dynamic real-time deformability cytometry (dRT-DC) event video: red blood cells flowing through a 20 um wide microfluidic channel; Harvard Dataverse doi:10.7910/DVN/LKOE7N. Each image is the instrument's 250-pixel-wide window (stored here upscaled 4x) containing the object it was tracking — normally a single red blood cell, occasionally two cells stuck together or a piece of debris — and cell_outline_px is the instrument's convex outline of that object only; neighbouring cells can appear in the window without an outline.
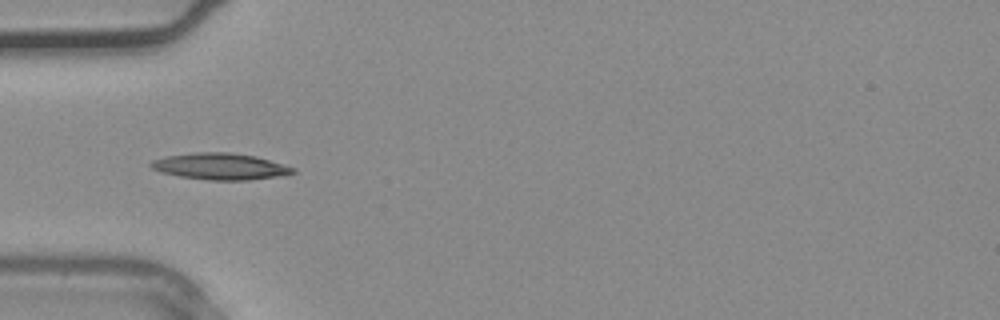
{"species": "common noctule bat (a hibernating species)", "species_latin": "Nyctalus noctula", "temperature_condition": "warm", "stored_images_in_passage": 35, "camera_frame_rate_fps": 3000, "um_per_image_px": 0.085, "animal": {"sex": "male", "body_mass_g": 20.4}, "frame": {"image": 1, "passage_image": 11, "time_ms": 3.333, "image_size_px": [1000, 320], "cell_outline_px": [[296, 172], [276, 176], [248, 180], [208, 180], [180, 176], [160, 172], [152, 168], [148, 164], [152, 160], [164, 156], [196, 152], [228, 152], [256, 156], [296, 168]], "centroid_in_image_um": [18.68, 14.13], "position_along_channel_um": 66.3, "area_um2": 21.85}}